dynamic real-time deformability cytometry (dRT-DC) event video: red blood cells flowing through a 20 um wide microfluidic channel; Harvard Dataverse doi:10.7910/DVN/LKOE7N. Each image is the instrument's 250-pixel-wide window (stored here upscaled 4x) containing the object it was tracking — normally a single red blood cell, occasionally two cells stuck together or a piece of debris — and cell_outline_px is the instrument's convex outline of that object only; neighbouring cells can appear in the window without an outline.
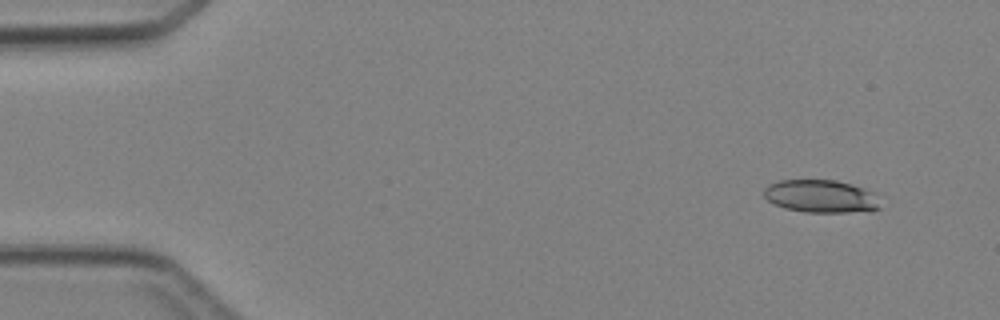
{"species": "Egyptian fruit bat (a non-hibernating species)", "species_latin": "Rousettus aegyptiacus", "temperature_condition": "cold", "stored_images_in_passage": 4, "camera_frame_rate_fps": 3000, "um_per_image_px": 0.085, "animal": {"sex": "female"}, "frame": {"image": 1, "passage_image": 1, "time_ms": 0.0, "image_size_px": [1000, 320], "cell_outline_px": [[880, 208], [872, 212], [804, 212], [784, 208], [772, 204], [764, 196], [764, 188], [768, 184], [780, 180], [836, 180], [876, 192]], "centroid_in_image_um": [69.79, 16.7], "position_along_channel_um": 15.2, "area_um2": 22.54}}
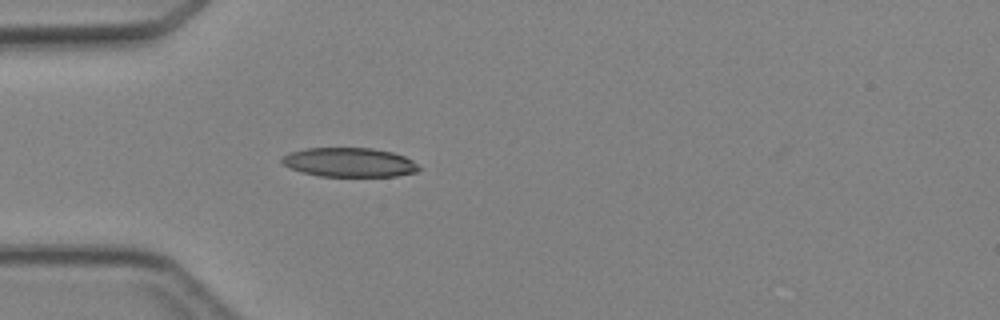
{"frame": {"image": 2, "passage_image": 4, "time_ms": 3.333, "image_size_px": [1000, 320], "cell_outline_px": [[420, 168], [416, 172], [396, 176], [320, 176], [304, 172], [292, 168], [284, 164], [280, 160], [280, 156], [288, 152], [304, 148], [372, 148], [392, 152], [404, 156], [412, 160]], "centroid_in_image_um": [29.67, 13.79], "position_along_channel_um": 55.3, "area_um2": 23.24}}